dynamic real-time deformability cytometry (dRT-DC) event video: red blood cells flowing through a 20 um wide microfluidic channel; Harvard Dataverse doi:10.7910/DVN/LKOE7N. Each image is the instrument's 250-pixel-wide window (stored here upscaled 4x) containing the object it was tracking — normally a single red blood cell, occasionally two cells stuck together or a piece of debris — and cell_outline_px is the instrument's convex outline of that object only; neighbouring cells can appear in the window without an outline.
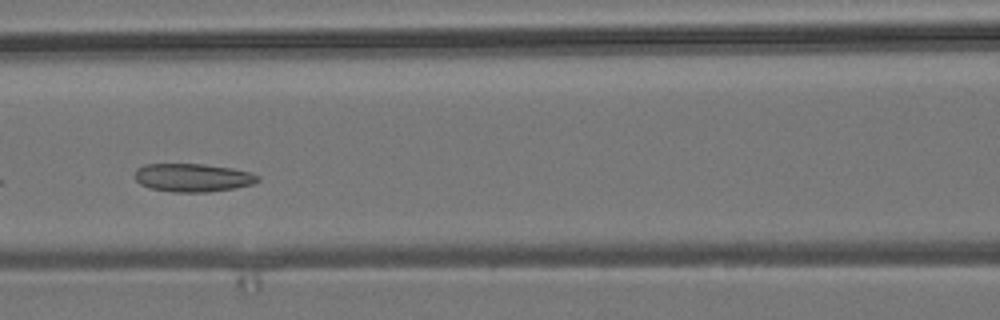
{"species": "common noctule bat (a hibernating species)", "species_latin": "Nyctalus noctula", "temperature_condition": "room temperature", "stored_images_in_passage": 23, "camera_frame_rate_fps": 3000, "um_per_image_px": 0.085, "animal": {"sex": "male", "body_mass_g": 19.2, "forearm_length_mm": 51.8}, "frame": {"image": 1, "passage_image": 7, "time_ms": 2.0, "image_size_px": [1000, 320], "cell_outline_px": [[260, 180], [252, 184], [232, 188], [208, 192], [172, 192], [148, 188], [140, 184], [136, 180], [136, 168], [144, 164], [204, 164], [232, 168], [252, 172], [260, 176]], "centroid_in_image_um": [16.38, 15.09], "position_along_channel_um": 150.2, "area_um2": 20.35}}
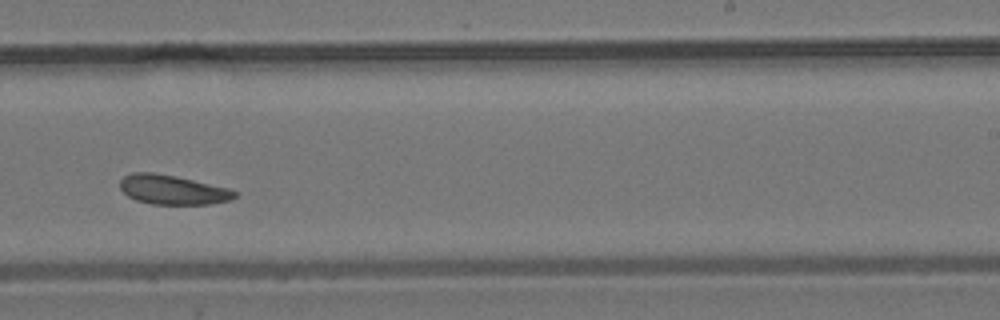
{"frame": {"image": 2, "passage_image": 17, "time_ms": 5.333, "image_size_px": [1000, 320], "cell_outline_px": [[236, 196], [232, 200], [212, 204], [152, 204], [136, 200], [128, 196], [120, 188], [120, 180], [124, 176], [132, 172], [152, 172], [176, 176], [228, 188], [236, 192]], "centroid_in_image_um": [14.66, 16.13], "position_along_channel_um": 274.3, "area_um2": 19.65}}
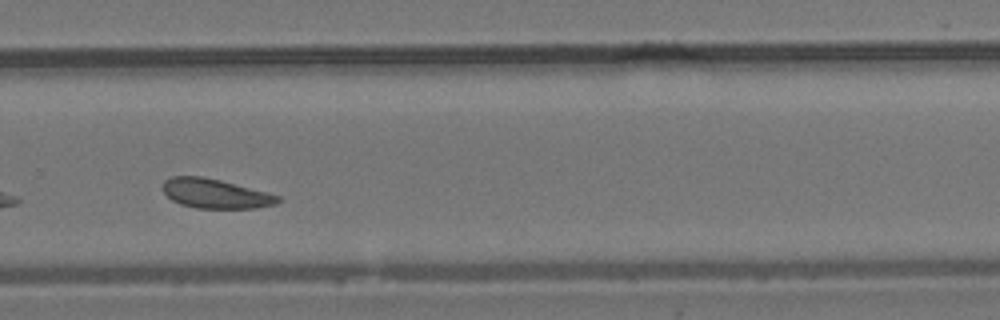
{"frame": {"image": 3, "passage_image": 20, "time_ms": 6.333, "image_size_px": [1000, 320], "cell_outline_px": [[280, 200], [276, 204], [256, 208], [196, 208], [180, 204], [172, 200], [164, 192], [164, 180], [172, 176], [200, 176], [220, 180], [268, 192], [280, 196]], "centroid_in_image_um": [18.32, 16.46], "position_along_channel_um": 311.5, "area_um2": 19.65}}